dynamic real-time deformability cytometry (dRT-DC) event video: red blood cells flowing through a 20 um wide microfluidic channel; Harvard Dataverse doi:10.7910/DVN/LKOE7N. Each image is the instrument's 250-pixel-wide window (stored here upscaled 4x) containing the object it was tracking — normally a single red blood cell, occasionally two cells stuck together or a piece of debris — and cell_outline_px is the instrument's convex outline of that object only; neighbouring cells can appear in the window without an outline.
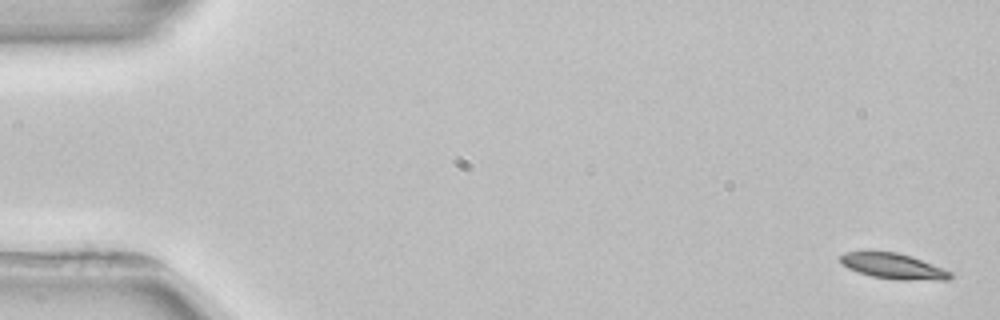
{"species": "common noctule bat (a hibernating species)", "species_latin": "Nyctalus noctula", "temperature_condition": "room temperature", "stored_images_in_passage": 4, "camera_frame_rate_fps": 3000, "um_per_image_px": 0.085, "animal": {"sex": "female", "body_mass_g": 22.7, "forearm_length_mm": 54.2}, "frame": {"image": 1, "passage_image": 1, "time_ms": 0.0, "image_size_px": [1000, 320], "cell_outline_px": [[952, 276], [948, 280], [900, 280], [872, 276], [848, 268], [840, 264], [840, 256], [844, 252], [868, 248], [896, 252], [912, 256], [952, 272]], "centroid_in_image_um": [75.85, 22.57], "position_along_channel_um": 9.1, "area_um2": 16.99}}
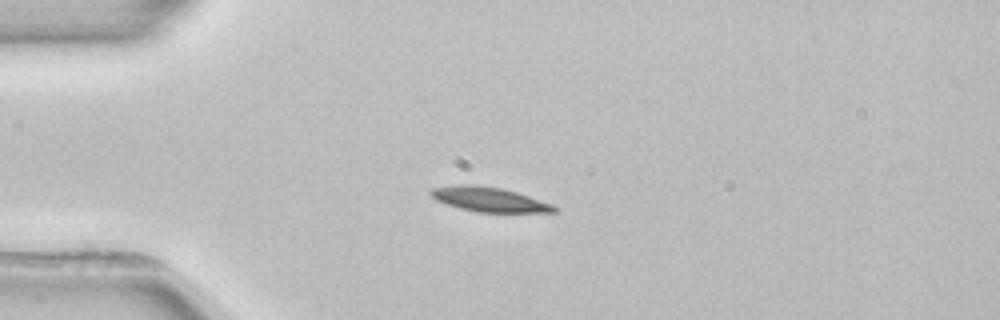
{"frame": {"image": 2, "passage_image": 3, "time_ms": 4.0, "image_size_px": [1000, 320], "cell_outline_px": [[560, 208], [556, 212], [476, 212], [460, 208], [436, 200], [428, 192], [428, 188], [456, 184], [468, 184], [500, 188], [516, 192], [552, 204]], "centroid_in_image_um": [41.55, 16.94], "position_along_channel_um": 43.5, "area_um2": 17.63}}